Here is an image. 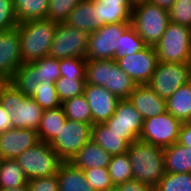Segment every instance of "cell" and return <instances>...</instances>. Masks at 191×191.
Wrapping results in <instances>:
<instances>
[{
    "mask_svg": "<svg viewBox=\"0 0 191 191\" xmlns=\"http://www.w3.org/2000/svg\"><path fill=\"white\" fill-rule=\"evenodd\" d=\"M128 156L133 179L155 187L165 175L163 148L136 140L129 145Z\"/></svg>",
    "mask_w": 191,
    "mask_h": 191,
    "instance_id": "obj_1",
    "label": "cell"
},
{
    "mask_svg": "<svg viewBox=\"0 0 191 191\" xmlns=\"http://www.w3.org/2000/svg\"><path fill=\"white\" fill-rule=\"evenodd\" d=\"M57 23L48 19L30 20L17 25L22 63H31L48 56Z\"/></svg>",
    "mask_w": 191,
    "mask_h": 191,
    "instance_id": "obj_2",
    "label": "cell"
},
{
    "mask_svg": "<svg viewBox=\"0 0 191 191\" xmlns=\"http://www.w3.org/2000/svg\"><path fill=\"white\" fill-rule=\"evenodd\" d=\"M85 81L106 88L120 100L128 99L137 85L114 59L86 60Z\"/></svg>",
    "mask_w": 191,
    "mask_h": 191,
    "instance_id": "obj_3",
    "label": "cell"
},
{
    "mask_svg": "<svg viewBox=\"0 0 191 191\" xmlns=\"http://www.w3.org/2000/svg\"><path fill=\"white\" fill-rule=\"evenodd\" d=\"M0 104L9 110L12 128L38 129L43 109L32 97L25 96L11 82L1 93Z\"/></svg>",
    "mask_w": 191,
    "mask_h": 191,
    "instance_id": "obj_4",
    "label": "cell"
},
{
    "mask_svg": "<svg viewBox=\"0 0 191 191\" xmlns=\"http://www.w3.org/2000/svg\"><path fill=\"white\" fill-rule=\"evenodd\" d=\"M169 22V11L151 2L133 7L131 26L147 46H156Z\"/></svg>",
    "mask_w": 191,
    "mask_h": 191,
    "instance_id": "obj_5",
    "label": "cell"
},
{
    "mask_svg": "<svg viewBox=\"0 0 191 191\" xmlns=\"http://www.w3.org/2000/svg\"><path fill=\"white\" fill-rule=\"evenodd\" d=\"M155 50L160 62L191 63V28L169 22Z\"/></svg>",
    "mask_w": 191,
    "mask_h": 191,
    "instance_id": "obj_6",
    "label": "cell"
},
{
    "mask_svg": "<svg viewBox=\"0 0 191 191\" xmlns=\"http://www.w3.org/2000/svg\"><path fill=\"white\" fill-rule=\"evenodd\" d=\"M28 180L52 176L63 162L49 143L39 141L16 159Z\"/></svg>",
    "mask_w": 191,
    "mask_h": 191,
    "instance_id": "obj_7",
    "label": "cell"
},
{
    "mask_svg": "<svg viewBox=\"0 0 191 191\" xmlns=\"http://www.w3.org/2000/svg\"><path fill=\"white\" fill-rule=\"evenodd\" d=\"M91 127V124L67 118L49 145L63 162L70 161L91 140Z\"/></svg>",
    "mask_w": 191,
    "mask_h": 191,
    "instance_id": "obj_8",
    "label": "cell"
},
{
    "mask_svg": "<svg viewBox=\"0 0 191 191\" xmlns=\"http://www.w3.org/2000/svg\"><path fill=\"white\" fill-rule=\"evenodd\" d=\"M191 81V63L158 62L148 85L158 96L167 100L182 85Z\"/></svg>",
    "mask_w": 191,
    "mask_h": 191,
    "instance_id": "obj_9",
    "label": "cell"
},
{
    "mask_svg": "<svg viewBox=\"0 0 191 191\" xmlns=\"http://www.w3.org/2000/svg\"><path fill=\"white\" fill-rule=\"evenodd\" d=\"M88 36L89 33L84 30L66 23H58L48 56L56 59L71 57L86 59Z\"/></svg>",
    "mask_w": 191,
    "mask_h": 191,
    "instance_id": "obj_10",
    "label": "cell"
},
{
    "mask_svg": "<svg viewBox=\"0 0 191 191\" xmlns=\"http://www.w3.org/2000/svg\"><path fill=\"white\" fill-rule=\"evenodd\" d=\"M131 23L106 24L88 36L87 60H113L119 52L120 37Z\"/></svg>",
    "mask_w": 191,
    "mask_h": 191,
    "instance_id": "obj_11",
    "label": "cell"
},
{
    "mask_svg": "<svg viewBox=\"0 0 191 191\" xmlns=\"http://www.w3.org/2000/svg\"><path fill=\"white\" fill-rule=\"evenodd\" d=\"M182 122L168 111L145 119L139 140L165 148L178 141Z\"/></svg>",
    "mask_w": 191,
    "mask_h": 191,
    "instance_id": "obj_12",
    "label": "cell"
},
{
    "mask_svg": "<svg viewBox=\"0 0 191 191\" xmlns=\"http://www.w3.org/2000/svg\"><path fill=\"white\" fill-rule=\"evenodd\" d=\"M143 118L128 99H122L117 104L114 114L104 124L112 131L122 134L130 145L139 140L143 129Z\"/></svg>",
    "mask_w": 191,
    "mask_h": 191,
    "instance_id": "obj_13",
    "label": "cell"
},
{
    "mask_svg": "<svg viewBox=\"0 0 191 191\" xmlns=\"http://www.w3.org/2000/svg\"><path fill=\"white\" fill-rule=\"evenodd\" d=\"M117 65L137 85L147 84L159 62L155 47L146 46L134 54L118 58Z\"/></svg>",
    "mask_w": 191,
    "mask_h": 191,
    "instance_id": "obj_14",
    "label": "cell"
},
{
    "mask_svg": "<svg viewBox=\"0 0 191 191\" xmlns=\"http://www.w3.org/2000/svg\"><path fill=\"white\" fill-rule=\"evenodd\" d=\"M83 95L90 106L93 124L108 121L120 101L106 88L93 84H85Z\"/></svg>",
    "mask_w": 191,
    "mask_h": 191,
    "instance_id": "obj_15",
    "label": "cell"
},
{
    "mask_svg": "<svg viewBox=\"0 0 191 191\" xmlns=\"http://www.w3.org/2000/svg\"><path fill=\"white\" fill-rule=\"evenodd\" d=\"M39 141L37 130L10 128L0 134V156L3 159H16Z\"/></svg>",
    "mask_w": 191,
    "mask_h": 191,
    "instance_id": "obj_16",
    "label": "cell"
},
{
    "mask_svg": "<svg viewBox=\"0 0 191 191\" xmlns=\"http://www.w3.org/2000/svg\"><path fill=\"white\" fill-rule=\"evenodd\" d=\"M22 64L18 27L0 31V72L11 79Z\"/></svg>",
    "mask_w": 191,
    "mask_h": 191,
    "instance_id": "obj_17",
    "label": "cell"
},
{
    "mask_svg": "<svg viewBox=\"0 0 191 191\" xmlns=\"http://www.w3.org/2000/svg\"><path fill=\"white\" fill-rule=\"evenodd\" d=\"M96 5L97 29L106 24L131 23L133 6L129 0H92Z\"/></svg>",
    "mask_w": 191,
    "mask_h": 191,
    "instance_id": "obj_18",
    "label": "cell"
},
{
    "mask_svg": "<svg viewBox=\"0 0 191 191\" xmlns=\"http://www.w3.org/2000/svg\"><path fill=\"white\" fill-rule=\"evenodd\" d=\"M128 100L143 120L166 112V100L158 96L148 85H136Z\"/></svg>",
    "mask_w": 191,
    "mask_h": 191,
    "instance_id": "obj_19",
    "label": "cell"
},
{
    "mask_svg": "<svg viewBox=\"0 0 191 191\" xmlns=\"http://www.w3.org/2000/svg\"><path fill=\"white\" fill-rule=\"evenodd\" d=\"M111 155L101 146L90 140L86 143L78 153L70 160V162L78 169L88 168H104L109 165Z\"/></svg>",
    "mask_w": 191,
    "mask_h": 191,
    "instance_id": "obj_20",
    "label": "cell"
},
{
    "mask_svg": "<svg viewBox=\"0 0 191 191\" xmlns=\"http://www.w3.org/2000/svg\"><path fill=\"white\" fill-rule=\"evenodd\" d=\"M91 140L111 156L126 153L129 148V144L123 139V135L110 130L104 123L92 125Z\"/></svg>",
    "mask_w": 191,
    "mask_h": 191,
    "instance_id": "obj_21",
    "label": "cell"
},
{
    "mask_svg": "<svg viewBox=\"0 0 191 191\" xmlns=\"http://www.w3.org/2000/svg\"><path fill=\"white\" fill-rule=\"evenodd\" d=\"M56 177L59 191H95L87 182L83 170L76 168L70 161L59 165Z\"/></svg>",
    "mask_w": 191,
    "mask_h": 191,
    "instance_id": "obj_22",
    "label": "cell"
},
{
    "mask_svg": "<svg viewBox=\"0 0 191 191\" xmlns=\"http://www.w3.org/2000/svg\"><path fill=\"white\" fill-rule=\"evenodd\" d=\"M166 173H191V147L174 143L163 148Z\"/></svg>",
    "mask_w": 191,
    "mask_h": 191,
    "instance_id": "obj_23",
    "label": "cell"
},
{
    "mask_svg": "<svg viewBox=\"0 0 191 191\" xmlns=\"http://www.w3.org/2000/svg\"><path fill=\"white\" fill-rule=\"evenodd\" d=\"M66 24L92 33L97 30L96 5L92 0L81 1L69 14Z\"/></svg>",
    "mask_w": 191,
    "mask_h": 191,
    "instance_id": "obj_24",
    "label": "cell"
},
{
    "mask_svg": "<svg viewBox=\"0 0 191 191\" xmlns=\"http://www.w3.org/2000/svg\"><path fill=\"white\" fill-rule=\"evenodd\" d=\"M166 111L182 123L191 122V81L179 87L166 100Z\"/></svg>",
    "mask_w": 191,
    "mask_h": 191,
    "instance_id": "obj_25",
    "label": "cell"
},
{
    "mask_svg": "<svg viewBox=\"0 0 191 191\" xmlns=\"http://www.w3.org/2000/svg\"><path fill=\"white\" fill-rule=\"evenodd\" d=\"M67 117L61 106L48 110H43L40 125L37 129L41 142L50 143L63 127Z\"/></svg>",
    "mask_w": 191,
    "mask_h": 191,
    "instance_id": "obj_26",
    "label": "cell"
},
{
    "mask_svg": "<svg viewBox=\"0 0 191 191\" xmlns=\"http://www.w3.org/2000/svg\"><path fill=\"white\" fill-rule=\"evenodd\" d=\"M49 0H13L18 24L47 19Z\"/></svg>",
    "mask_w": 191,
    "mask_h": 191,
    "instance_id": "obj_27",
    "label": "cell"
},
{
    "mask_svg": "<svg viewBox=\"0 0 191 191\" xmlns=\"http://www.w3.org/2000/svg\"><path fill=\"white\" fill-rule=\"evenodd\" d=\"M22 167L15 159H3L0 166V189L24 186L28 184Z\"/></svg>",
    "mask_w": 191,
    "mask_h": 191,
    "instance_id": "obj_28",
    "label": "cell"
},
{
    "mask_svg": "<svg viewBox=\"0 0 191 191\" xmlns=\"http://www.w3.org/2000/svg\"><path fill=\"white\" fill-rule=\"evenodd\" d=\"M10 82L25 96L32 97L39 85L35 78V63H23L19 66Z\"/></svg>",
    "mask_w": 191,
    "mask_h": 191,
    "instance_id": "obj_29",
    "label": "cell"
},
{
    "mask_svg": "<svg viewBox=\"0 0 191 191\" xmlns=\"http://www.w3.org/2000/svg\"><path fill=\"white\" fill-rule=\"evenodd\" d=\"M61 105L68 119L93 125L90 106L83 94L68 99Z\"/></svg>",
    "mask_w": 191,
    "mask_h": 191,
    "instance_id": "obj_30",
    "label": "cell"
},
{
    "mask_svg": "<svg viewBox=\"0 0 191 191\" xmlns=\"http://www.w3.org/2000/svg\"><path fill=\"white\" fill-rule=\"evenodd\" d=\"M107 169L114 186L133 179L131 163L127 152L111 156Z\"/></svg>",
    "mask_w": 191,
    "mask_h": 191,
    "instance_id": "obj_31",
    "label": "cell"
},
{
    "mask_svg": "<svg viewBox=\"0 0 191 191\" xmlns=\"http://www.w3.org/2000/svg\"><path fill=\"white\" fill-rule=\"evenodd\" d=\"M34 63L36 83H55L61 77L59 59L45 56Z\"/></svg>",
    "mask_w": 191,
    "mask_h": 191,
    "instance_id": "obj_32",
    "label": "cell"
},
{
    "mask_svg": "<svg viewBox=\"0 0 191 191\" xmlns=\"http://www.w3.org/2000/svg\"><path fill=\"white\" fill-rule=\"evenodd\" d=\"M154 191H191V173H165Z\"/></svg>",
    "mask_w": 191,
    "mask_h": 191,
    "instance_id": "obj_33",
    "label": "cell"
},
{
    "mask_svg": "<svg viewBox=\"0 0 191 191\" xmlns=\"http://www.w3.org/2000/svg\"><path fill=\"white\" fill-rule=\"evenodd\" d=\"M146 46L135 29L130 25L120 37L119 52L116 53L114 60L139 52Z\"/></svg>",
    "mask_w": 191,
    "mask_h": 191,
    "instance_id": "obj_34",
    "label": "cell"
},
{
    "mask_svg": "<svg viewBox=\"0 0 191 191\" xmlns=\"http://www.w3.org/2000/svg\"><path fill=\"white\" fill-rule=\"evenodd\" d=\"M86 81L80 80L74 77H63L61 76L56 82V92L58 99L61 103L64 101L74 98L75 96L81 95L84 92Z\"/></svg>",
    "mask_w": 191,
    "mask_h": 191,
    "instance_id": "obj_35",
    "label": "cell"
},
{
    "mask_svg": "<svg viewBox=\"0 0 191 191\" xmlns=\"http://www.w3.org/2000/svg\"><path fill=\"white\" fill-rule=\"evenodd\" d=\"M32 98L43 110L57 108L62 104L58 99L55 83L40 82Z\"/></svg>",
    "mask_w": 191,
    "mask_h": 191,
    "instance_id": "obj_36",
    "label": "cell"
},
{
    "mask_svg": "<svg viewBox=\"0 0 191 191\" xmlns=\"http://www.w3.org/2000/svg\"><path fill=\"white\" fill-rule=\"evenodd\" d=\"M83 0H49L47 19L65 23L71 11Z\"/></svg>",
    "mask_w": 191,
    "mask_h": 191,
    "instance_id": "obj_37",
    "label": "cell"
},
{
    "mask_svg": "<svg viewBox=\"0 0 191 191\" xmlns=\"http://www.w3.org/2000/svg\"><path fill=\"white\" fill-rule=\"evenodd\" d=\"M87 182L95 191H105L115 187L111 180L107 167L88 168L83 170Z\"/></svg>",
    "mask_w": 191,
    "mask_h": 191,
    "instance_id": "obj_38",
    "label": "cell"
},
{
    "mask_svg": "<svg viewBox=\"0 0 191 191\" xmlns=\"http://www.w3.org/2000/svg\"><path fill=\"white\" fill-rule=\"evenodd\" d=\"M86 60L82 58H63L59 59L60 74L63 77H74L85 80Z\"/></svg>",
    "mask_w": 191,
    "mask_h": 191,
    "instance_id": "obj_39",
    "label": "cell"
},
{
    "mask_svg": "<svg viewBox=\"0 0 191 191\" xmlns=\"http://www.w3.org/2000/svg\"><path fill=\"white\" fill-rule=\"evenodd\" d=\"M168 11L170 22L191 28V0H175Z\"/></svg>",
    "mask_w": 191,
    "mask_h": 191,
    "instance_id": "obj_40",
    "label": "cell"
},
{
    "mask_svg": "<svg viewBox=\"0 0 191 191\" xmlns=\"http://www.w3.org/2000/svg\"><path fill=\"white\" fill-rule=\"evenodd\" d=\"M17 25L13 0H0V31L12 29Z\"/></svg>",
    "mask_w": 191,
    "mask_h": 191,
    "instance_id": "obj_41",
    "label": "cell"
},
{
    "mask_svg": "<svg viewBox=\"0 0 191 191\" xmlns=\"http://www.w3.org/2000/svg\"><path fill=\"white\" fill-rule=\"evenodd\" d=\"M28 187L30 191H59L56 174L29 180Z\"/></svg>",
    "mask_w": 191,
    "mask_h": 191,
    "instance_id": "obj_42",
    "label": "cell"
},
{
    "mask_svg": "<svg viewBox=\"0 0 191 191\" xmlns=\"http://www.w3.org/2000/svg\"><path fill=\"white\" fill-rule=\"evenodd\" d=\"M120 191H154L152 185L132 179L117 186Z\"/></svg>",
    "mask_w": 191,
    "mask_h": 191,
    "instance_id": "obj_43",
    "label": "cell"
},
{
    "mask_svg": "<svg viewBox=\"0 0 191 191\" xmlns=\"http://www.w3.org/2000/svg\"><path fill=\"white\" fill-rule=\"evenodd\" d=\"M177 143L191 147V122L182 123Z\"/></svg>",
    "mask_w": 191,
    "mask_h": 191,
    "instance_id": "obj_44",
    "label": "cell"
},
{
    "mask_svg": "<svg viewBox=\"0 0 191 191\" xmlns=\"http://www.w3.org/2000/svg\"><path fill=\"white\" fill-rule=\"evenodd\" d=\"M9 115H10L9 110H6L0 104V134L12 128L13 122Z\"/></svg>",
    "mask_w": 191,
    "mask_h": 191,
    "instance_id": "obj_45",
    "label": "cell"
},
{
    "mask_svg": "<svg viewBox=\"0 0 191 191\" xmlns=\"http://www.w3.org/2000/svg\"><path fill=\"white\" fill-rule=\"evenodd\" d=\"M152 4L157 5L160 8L169 10L174 4L175 0H149Z\"/></svg>",
    "mask_w": 191,
    "mask_h": 191,
    "instance_id": "obj_46",
    "label": "cell"
},
{
    "mask_svg": "<svg viewBox=\"0 0 191 191\" xmlns=\"http://www.w3.org/2000/svg\"><path fill=\"white\" fill-rule=\"evenodd\" d=\"M0 191H30L28 184L19 187L7 188V189H0Z\"/></svg>",
    "mask_w": 191,
    "mask_h": 191,
    "instance_id": "obj_47",
    "label": "cell"
},
{
    "mask_svg": "<svg viewBox=\"0 0 191 191\" xmlns=\"http://www.w3.org/2000/svg\"><path fill=\"white\" fill-rule=\"evenodd\" d=\"M10 82V79H8L6 76H0V98L1 93L4 89V87Z\"/></svg>",
    "mask_w": 191,
    "mask_h": 191,
    "instance_id": "obj_48",
    "label": "cell"
},
{
    "mask_svg": "<svg viewBox=\"0 0 191 191\" xmlns=\"http://www.w3.org/2000/svg\"><path fill=\"white\" fill-rule=\"evenodd\" d=\"M129 1L131 2L133 7L141 3L149 2V0H129Z\"/></svg>",
    "mask_w": 191,
    "mask_h": 191,
    "instance_id": "obj_49",
    "label": "cell"
},
{
    "mask_svg": "<svg viewBox=\"0 0 191 191\" xmlns=\"http://www.w3.org/2000/svg\"><path fill=\"white\" fill-rule=\"evenodd\" d=\"M105 191H120L117 186L113 187V188H110L108 190H105Z\"/></svg>",
    "mask_w": 191,
    "mask_h": 191,
    "instance_id": "obj_50",
    "label": "cell"
},
{
    "mask_svg": "<svg viewBox=\"0 0 191 191\" xmlns=\"http://www.w3.org/2000/svg\"><path fill=\"white\" fill-rule=\"evenodd\" d=\"M3 158L0 156V166H1V162H2Z\"/></svg>",
    "mask_w": 191,
    "mask_h": 191,
    "instance_id": "obj_51",
    "label": "cell"
}]
</instances>
